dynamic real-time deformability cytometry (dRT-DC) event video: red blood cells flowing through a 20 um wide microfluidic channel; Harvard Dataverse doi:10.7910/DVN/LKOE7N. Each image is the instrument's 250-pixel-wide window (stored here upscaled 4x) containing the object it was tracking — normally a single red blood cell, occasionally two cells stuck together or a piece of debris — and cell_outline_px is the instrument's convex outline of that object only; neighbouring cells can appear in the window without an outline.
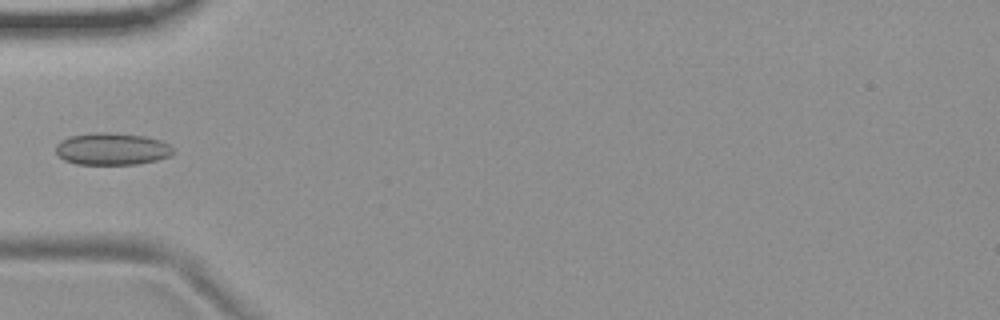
{"species": "common noctule bat (a hibernating species)", "species_latin": "Nyctalus noctula", "temperature_condition": "room temperature", "stored_images_in_passage": 7, "camera_frame_rate_fps": 3000, "um_per_image_px": 0.085, "animal": {"sex": "female", "body_mass_g": 19.9}, "frame": {"image": 1, "passage_image": 6, "time_ms": 5.667, "image_size_px": [1000, 320], "cell_outline_px": [[176, 152], [168, 156], [156, 160], [136, 164], [76, 164], [64, 160], [56, 152], [56, 144], [60, 140], [72, 136], [92, 132], [108, 132], [144, 136], [160, 140], [168, 144]], "centroid_in_image_um": [9.5, 12.65], "position_along_channel_um": 75.5, "area_um2": 21.91}}
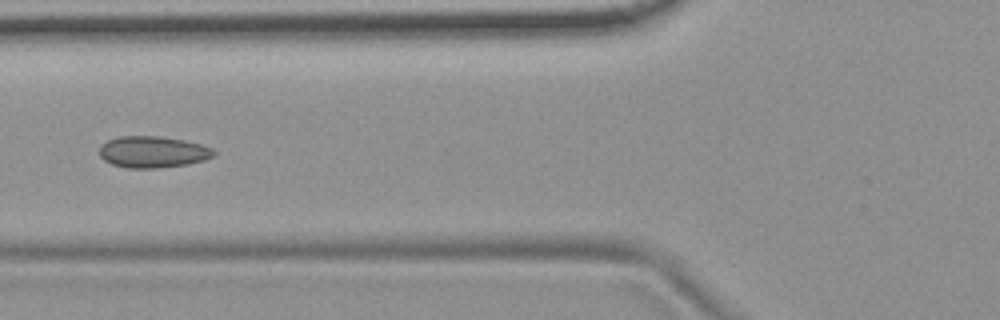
{"frame": {"image": 2, "passage_image": 7, "time_ms": 6.667, "image_size_px": [1000, 320], "cell_outline_px": [[216, 152], [212, 156], [204, 160], [188, 164], [156, 168], [128, 168], [112, 164], [104, 160], [100, 156], [100, 144], [116, 136], [160, 136], [184, 140], [200, 144], [212, 148]], "centroid_in_image_um": [12.96, 12.91], "position_along_channel_um": 112.8, "area_um2": 21.04}}